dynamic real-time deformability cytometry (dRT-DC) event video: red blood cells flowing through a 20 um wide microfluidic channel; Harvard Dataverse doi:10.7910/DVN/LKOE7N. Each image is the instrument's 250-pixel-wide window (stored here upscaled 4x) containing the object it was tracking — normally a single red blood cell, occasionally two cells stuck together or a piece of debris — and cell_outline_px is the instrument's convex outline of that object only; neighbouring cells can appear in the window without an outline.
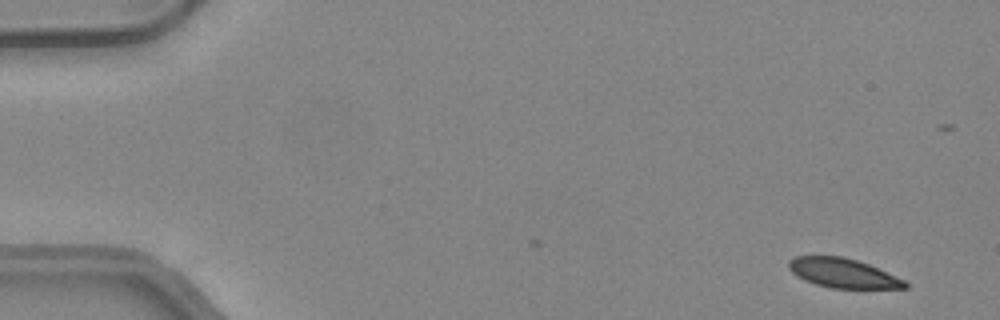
{"species": "common noctule bat (a hibernating species)", "species_latin": "Nyctalus noctula", "temperature_condition": "warm", "stored_images_in_passage": 52, "camera_frame_rate_fps": 3000, "um_per_image_px": 0.085, "animal": {"sex": "female", "body_mass_g": 24.6, "forearm_length_mm": 56.2}, "frame": {"image": 1, "passage_image": 4, "time_ms": 1.0, "image_size_px": [1000, 320], "cell_outline_px": [[908, 288], [832, 288], [816, 284], [804, 280], [796, 276], [788, 268], [788, 260], [796, 256], [844, 256], [868, 264], [904, 280], [908, 284]], "centroid_in_image_um": [71.61, 23.21], "position_along_channel_um": 13.4, "area_um2": 19.77}}
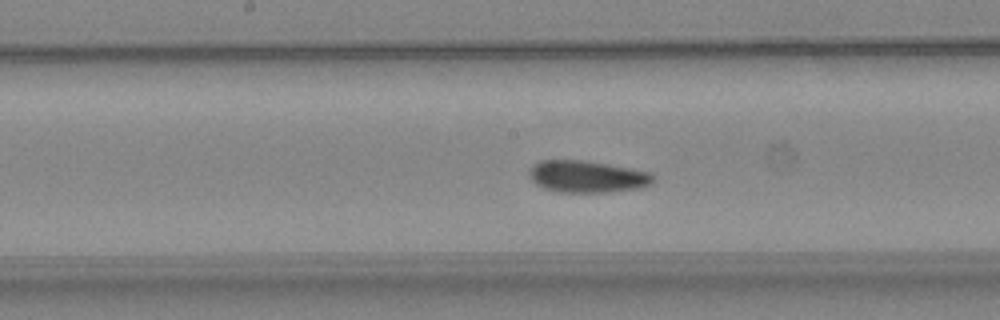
{"frame": {"image": 2, "passage_image": 27, "time_ms": 8.667, "image_size_px": [1000, 320], "cell_outline_px": [[656, 180], [652, 184], [640, 188], [608, 192], [556, 192], [544, 188], [536, 184], [528, 176], [528, 172], [532, 164], [540, 160], [584, 160], [632, 168], [652, 172]], "centroid_in_image_um": [49.92, 15.0], "position_along_channel_um": 198.3, "area_um2": 23.47}}
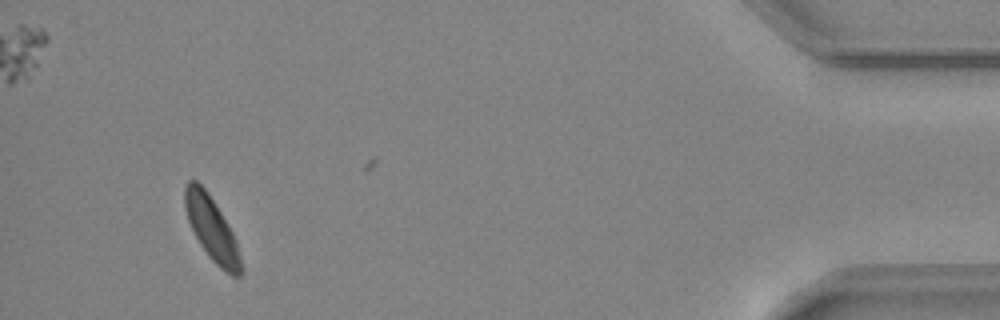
{"frame": {"image": 3, "passage_image": 48, "time_ms": 15.667, "image_size_px": [1000, 320], "cell_outline_px": [[244, 272], [240, 276], [232, 276], [220, 268], [208, 256], [200, 244], [188, 220], [184, 208], [184, 188], [188, 180], [196, 180], [208, 192], [228, 224], [236, 240], [244, 268]], "centroid_in_image_um": [18.02, 19.47], "position_along_channel_um": 417.2, "area_um2": 20.92}, "authors_computed_cell_mechanics": {"area_um2": 22.1952, "velocity_mm_per_s": 4.1376, "shape_relaxation_time_tau1_ms": 4.2602, "shape_relaxation_time_tau2_ms": 1.5196, "deformation_change_tau1": 0.1125, "deformation_change_tau2": 0.0783}}